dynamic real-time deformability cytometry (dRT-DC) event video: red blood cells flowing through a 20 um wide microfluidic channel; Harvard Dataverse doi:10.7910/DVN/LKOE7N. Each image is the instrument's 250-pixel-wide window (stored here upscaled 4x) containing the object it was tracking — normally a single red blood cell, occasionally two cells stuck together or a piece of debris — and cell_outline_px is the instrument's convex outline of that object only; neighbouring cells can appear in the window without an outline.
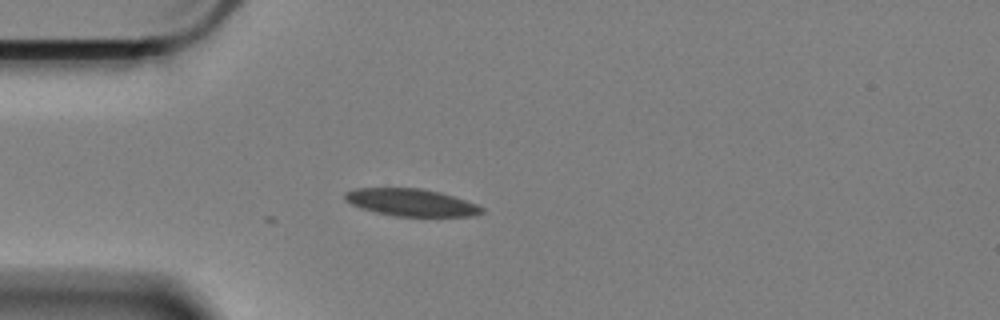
{"species": "Egyptian fruit bat (a non-hibernating species)", "species_latin": "Rousettus aegyptiacus", "temperature_condition": "cold", "stored_images_in_passage": 3, "camera_frame_rate_fps": 3000, "um_per_image_px": 0.085, "animal": {"sex": "female"}, "frame": {"image": 1, "passage_image": 1, "time_ms": 0.0, "image_size_px": [1000, 320], "cell_outline_px": [[484, 212], [472, 216], [392, 216], [360, 208], [344, 200], [344, 192], [352, 188], [420, 188], [452, 196], [476, 204], [484, 208]], "centroid_in_image_um": [34.89, 17.21], "position_along_channel_um": 50.1, "area_um2": 21.68}}